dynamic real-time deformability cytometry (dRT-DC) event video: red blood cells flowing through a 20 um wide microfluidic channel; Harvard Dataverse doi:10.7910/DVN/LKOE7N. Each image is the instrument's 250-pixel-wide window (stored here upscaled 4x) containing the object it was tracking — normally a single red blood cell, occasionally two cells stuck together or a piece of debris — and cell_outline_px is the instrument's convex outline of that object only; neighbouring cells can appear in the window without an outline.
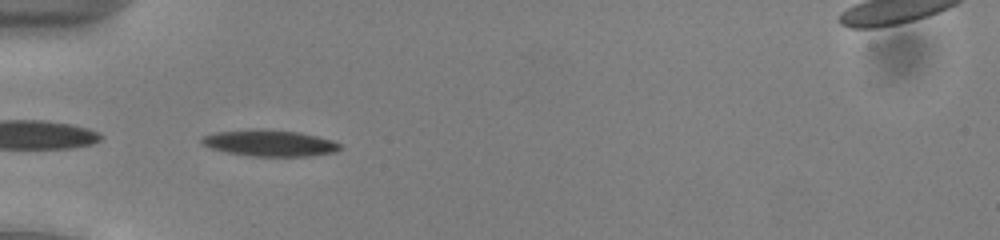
{"species": "common noctule bat (a hibernating species)", "species_latin": "Nyctalus noctula", "temperature_condition": "cold", "stored_images_in_passage": 36, "camera_frame_rate_fps": 3000, "um_per_image_px": 0.085, "animal": {"sex": "male", "body_mass_g": 13.0, "forearm_length_mm": 53.1}, "frame": {"image": 1, "passage_image": 1, "time_ms": 0.0, "image_size_px": [1000, 240], "cell_outline_px": [[344, 148], [336, 152], [308, 156], [252, 156], [228, 152], [212, 148], [200, 144], [200, 136], [212, 132], [248, 128], [260, 128], [300, 132], [332, 140], [340, 144]], "centroid_in_image_um": [22.87, 12.14], "position_along_channel_um": 62.1, "area_um2": 21.68}}
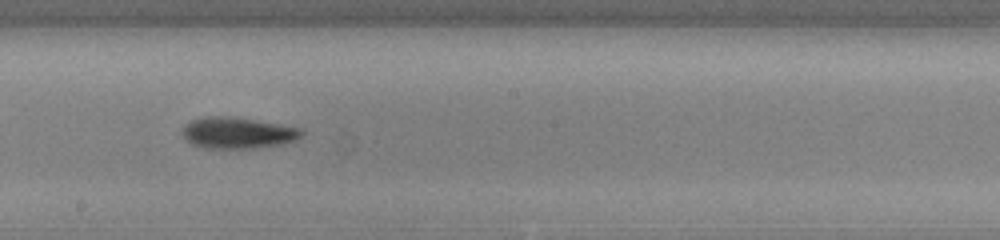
{"frame": {"image": 2, "passage_image": 14, "time_ms": 4.333, "image_size_px": [1000, 240], "cell_outline_px": [[304, 132], [296, 140], [284, 144], [256, 148], [204, 148], [192, 144], [180, 132], [184, 124], [192, 120], [204, 116], [228, 116], [300, 128]], "centroid_in_image_um": [20.16, 11.3], "position_along_channel_um": 228.0, "area_um2": 21.62}}
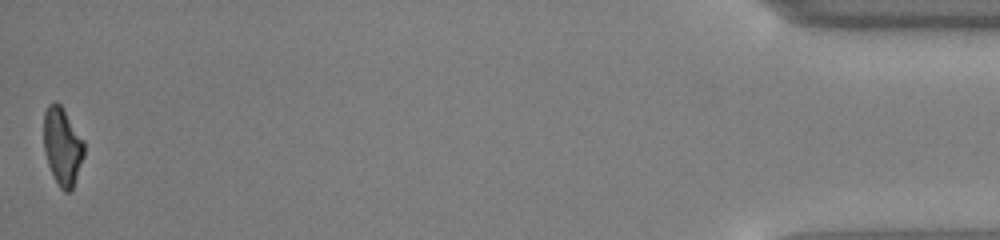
{"frame": {"image": 3, "passage_image": 36, "time_ms": 11.667, "image_size_px": [1000, 240], "cell_outline_px": [[84, 156], [72, 192], [64, 192], [60, 188], [48, 164], [44, 148], [44, 112], [48, 104], [52, 100], [56, 100], [60, 104], [84, 140]], "centroid_in_image_um": [5.31, 12.43], "position_along_channel_um": 429.9, "area_um2": 18.38}, "authors_computed_cell_mechanics": {"area_um2": 20.7213, "velocity_mm_per_s": 3.9589, "shape_relaxation_time_tau1_ms": 2.4593, "shape_relaxation_time_tau2_ms": 7.5794, "deformation_change_tau1": 0.124, "deformation_change_tau2": 0.1912}}